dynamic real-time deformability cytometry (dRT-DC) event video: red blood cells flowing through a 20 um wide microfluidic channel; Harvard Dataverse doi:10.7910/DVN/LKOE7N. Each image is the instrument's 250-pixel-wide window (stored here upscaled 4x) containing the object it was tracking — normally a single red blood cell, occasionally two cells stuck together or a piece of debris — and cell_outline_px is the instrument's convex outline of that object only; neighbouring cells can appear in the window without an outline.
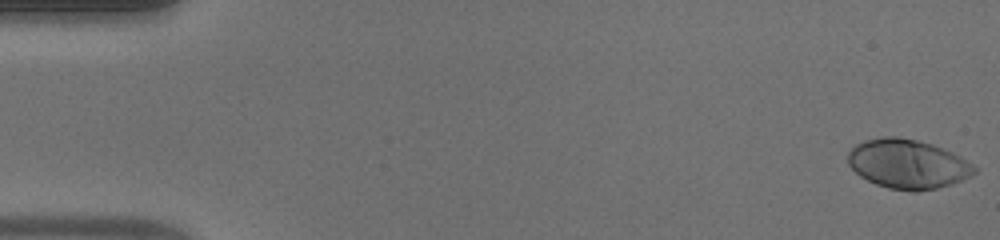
{"species": "human", "species_latin": "Homo sapiens", "temperature_condition": "warm", "stored_images_in_passage": 49, "camera_frame_rate_fps": 3000, "um_per_image_px": 0.085, "donor": {"sex": "male"}, "frame": {"image": 1, "passage_image": 1, "time_ms": 0.0, "image_size_px": [1000, 240], "cell_outline_px": [[976, 172], [960, 180], [936, 188], [916, 192], [912, 192], [888, 188], [876, 184], [860, 176], [848, 164], [848, 152], [856, 144], [864, 140], [884, 136], [896, 136], [916, 140], [932, 144], [952, 152], [960, 156], [976, 168]], "centroid_in_image_um": [77.11, 13.93], "position_along_channel_um": 7.9, "area_um2": 36.01}}
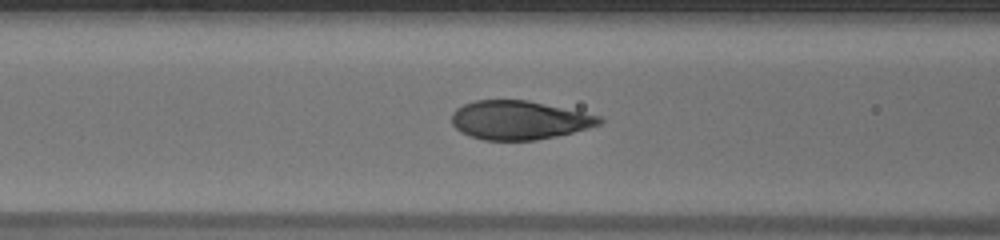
{"frame": {"image": 2, "passage_image": 20, "time_ms": 6.333, "image_size_px": [1000, 240], "cell_outline_px": [[604, 120], [600, 124], [588, 128], [556, 136], [536, 140], [484, 140], [460, 132], [452, 124], [452, 112], [456, 108], [464, 104], [476, 100], [528, 100], [600, 116]], "centroid_in_image_um": [44.11, 10.21], "position_along_channel_um": 122.5, "area_um2": 33.18}}
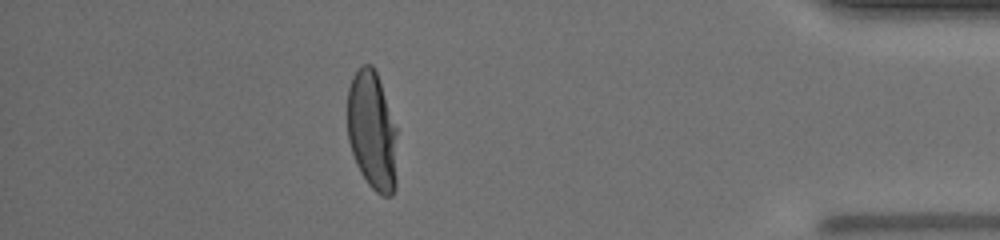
{"frame": {"image": 3, "passage_image": 43, "time_ms": 14.0, "image_size_px": [1000, 240], "cell_outline_px": [[396, 188], [392, 196], [384, 196], [376, 192], [368, 184], [360, 172], [356, 164], [348, 140], [348, 88], [352, 76], [364, 64], [372, 64], [376, 72], [396, 128]], "centroid_in_image_um": [31.63, 11.16], "position_along_channel_um": 403.6, "area_um2": 34.33}, "authors_computed_cell_mechanics": {"area_um2": 34.7378, "velocity_mm_per_s": 4.2415, "shape_relaxation_time_tau1_ms": 4.0594, "shape_relaxation_time_tau2_ms": null, "deformation_change_tau1": 0.245, "deformation_change_tau2": null}}